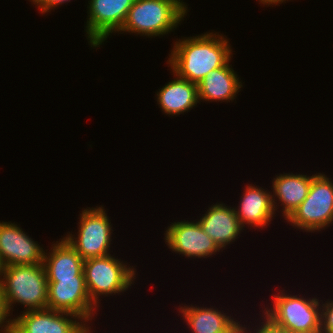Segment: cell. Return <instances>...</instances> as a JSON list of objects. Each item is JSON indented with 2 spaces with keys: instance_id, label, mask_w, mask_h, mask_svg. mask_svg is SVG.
Segmentation results:
<instances>
[{
  "instance_id": "cell-1",
  "label": "cell",
  "mask_w": 333,
  "mask_h": 333,
  "mask_svg": "<svg viewBox=\"0 0 333 333\" xmlns=\"http://www.w3.org/2000/svg\"><path fill=\"white\" fill-rule=\"evenodd\" d=\"M228 39L216 32L176 40L167 63L182 79L198 84L213 70L231 61L232 49Z\"/></svg>"
},
{
  "instance_id": "cell-2",
  "label": "cell",
  "mask_w": 333,
  "mask_h": 333,
  "mask_svg": "<svg viewBox=\"0 0 333 333\" xmlns=\"http://www.w3.org/2000/svg\"><path fill=\"white\" fill-rule=\"evenodd\" d=\"M187 9L181 0H135L119 32L151 38L163 36L184 21Z\"/></svg>"
},
{
  "instance_id": "cell-3",
  "label": "cell",
  "mask_w": 333,
  "mask_h": 333,
  "mask_svg": "<svg viewBox=\"0 0 333 333\" xmlns=\"http://www.w3.org/2000/svg\"><path fill=\"white\" fill-rule=\"evenodd\" d=\"M0 280L7 311L23 304L26 311L45 309L48 280L43 264L6 266Z\"/></svg>"
},
{
  "instance_id": "cell-4",
  "label": "cell",
  "mask_w": 333,
  "mask_h": 333,
  "mask_svg": "<svg viewBox=\"0 0 333 333\" xmlns=\"http://www.w3.org/2000/svg\"><path fill=\"white\" fill-rule=\"evenodd\" d=\"M280 290L272 295V308H265L263 315L276 326L291 333H313L321 329V304L317 298L306 299ZM299 296V297H298Z\"/></svg>"
},
{
  "instance_id": "cell-5",
  "label": "cell",
  "mask_w": 333,
  "mask_h": 333,
  "mask_svg": "<svg viewBox=\"0 0 333 333\" xmlns=\"http://www.w3.org/2000/svg\"><path fill=\"white\" fill-rule=\"evenodd\" d=\"M111 254L84 260L83 272L91 302L99 308V296H111L128 290L136 279V270Z\"/></svg>"
},
{
  "instance_id": "cell-6",
  "label": "cell",
  "mask_w": 333,
  "mask_h": 333,
  "mask_svg": "<svg viewBox=\"0 0 333 333\" xmlns=\"http://www.w3.org/2000/svg\"><path fill=\"white\" fill-rule=\"evenodd\" d=\"M329 179L322 173L312 179L307 197L286 219L290 225L315 232L333 223V181Z\"/></svg>"
},
{
  "instance_id": "cell-7",
  "label": "cell",
  "mask_w": 333,
  "mask_h": 333,
  "mask_svg": "<svg viewBox=\"0 0 333 333\" xmlns=\"http://www.w3.org/2000/svg\"><path fill=\"white\" fill-rule=\"evenodd\" d=\"M88 208V209H87ZM80 213L77 237L69 234L63 238L83 260L110 255L112 224L103 206L87 207ZM110 222V223H109Z\"/></svg>"
},
{
  "instance_id": "cell-8",
  "label": "cell",
  "mask_w": 333,
  "mask_h": 333,
  "mask_svg": "<svg viewBox=\"0 0 333 333\" xmlns=\"http://www.w3.org/2000/svg\"><path fill=\"white\" fill-rule=\"evenodd\" d=\"M46 308L72 313L86 324L92 320L97 311L87 291L85 276H74L67 279H47ZM96 310V311H95Z\"/></svg>"
},
{
  "instance_id": "cell-9",
  "label": "cell",
  "mask_w": 333,
  "mask_h": 333,
  "mask_svg": "<svg viewBox=\"0 0 333 333\" xmlns=\"http://www.w3.org/2000/svg\"><path fill=\"white\" fill-rule=\"evenodd\" d=\"M135 0H89L86 34L91 47H99L111 35L121 30Z\"/></svg>"
},
{
  "instance_id": "cell-10",
  "label": "cell",
  "mask_w": 333,
  "mask_h": 333,
  "mask_svg": "<svg viewBox=\"0 0 333 333\" xmlns=\"http://www.w3.org/2000/svg\"><path fill=\"white\" fill-rule=\"evenodd\" d=\"M88 326L72 313L48 308L22 311L12 319V333H91Z\"/></svg>"
},
{
  "instance_id": "cell-11",
  "label": "cell",
  "mask_w": 333,
  "mask_h": 333,
  "mask_svg": "<svg viewBox=\"0 0 333 333\" xmlns=\"http://www.w3.org/2000/svg\"><path fill=\"white\" fill-rule=\"evenodd\" d=\"M164 234L169 249L188 258H207L220 251L198 221L174 222L167 227Z\"/></svg>"
},
{
  "instance_id": "cell-12",
  "label": "cell",
  "mask_w": 333,
  "mask_h": 333,
  "mask_svg": "<svg viewBox=\"0 0 333 333\" xmlns=\"http://www.w3.org/2000/svg\"><path fill=\"white\" fill-rule=\"evenodd\" d=\"M45 251L16 223L0 221V255L5 266L43 264Z\"/></svg>"
},
{
  "instance_id": "cell-13",
  "label": "cell",
  "mask_w": 333,
  "mask_h": 333,
  "mask_svg": "<svg viewBox=\"0 0 333 333\" xmlns=\"http://www.w3.org/2000/svg\"><path fill=\"white\" fill-rule=\"evenodd\" d=\"M244 189L239 207L234 208L237 218L242 227L248 224V227H262V230L275 217L272 193L249 183Z\"/></svg>"
},
{
  "instance_id": "cell-14",
  "label": "cell",
  "mask_w": 333,
  "mask_h": 333,
  "mask_svg": "<svg viewBox=\"0 0 333 333\" xmlns=\"http://www.w3.org/2000/svg\"><path fill=\"white\" fill-rule=\"evenodd\" d=\"M198 222L220 250L226 248L228 244H232L242 229L245 230L241 226L234 208L228 207L222 202L209 207Z\"/></svg>"
},
{
  "instance_id": "cell-15",
  "label": "cell",
  "mask_w": 333,
  "mask_h": 333,
  "mask_svg": "<svg viewBox=\"0 0 333 333\" xmlns=\"http://www.w3.org/2000/svg\"><path fill=\"white\" fill-rule=\"evenodd\" d=\"M178 310L192 333H241L240 322L217 308L184 305Z\"/></svg>"
},
{
  "instance_id": "cell-16",
  "label": "cell",
  "mask_w": 333,
  "mask_h": 333,
  "mask_svg": "<svg viewBox=\"0 0 333 333\" xmlns=\"http://www.w3.org/2000/svg\"><path fill=\"white\" fill-rule=\"evenodd\" d=\"M318 173L307 176L302 174L284 173L275 176L272 180V202L274 210L278 209L277 202H281L282 216L286 220L292 212L303 202L309 193L312 179ZM278 199H277V198Z\"/></svg>"
},
{
  "instance_id": "cell-17",
  "label": "cell",
  "mask_w": 333,
  "mask_h": 333,
  "mask_svg": "<svg viewBox=\"0 0 333 333\" xmlns=\"http://www.w3.org/2000/svg\"><path fill=\"white\" fill-rule=\"evenodd\" d=\"M229 62L210 72L198 83V99L202 101L230 102L237 97L242 86Z\"/></svg>"
},
{
  "instance_id": "cell-18",
  "label": "cell",
  "mask_w": 333,
  "mask_h": 333,
  "mask_svg": "<svg viewBox=\"0 0 333 333\" xmlns=\"http://www.w3.org/2000/svg\"><path fill=\"white\" fill-rule=\"evenodd\" d=\"M174 80L157 91V104L166 115H180L199 103L198 84L173 73Z\"/></svg>"
},
{
  "instance_id": "cell-19",
  "label": "cell",
  "mask_w": 333,
  "mask_h": 333,
  "mask_svg": "<svg viewBox=\"0 0 333 333\" xmlns=\"http://www.w3.org/2000/svg\"><path fill=\"white\" fill-rule=\"evenodd\" d=\"M57 242V243H56ZM52 244L50 252H44L43 265L47 279H67L84 276V260L65 238Z\"/></svg>"
},
{
  "instance_id": "cell-20",
  "label": "cell",
  "mask_w": 333,
  "mask_h": 333,
  "mask_svg": "<svg viewBox=\"0 0 333 333\" xmlns=\"http://www.w3.org/2000/svg\"><path fill=\"white\" fill-rule=\"evenodd\" d=\"M321 329L322 333H333V301L329 299L321 302Z\"/></svg>"
},
{
  "instance_id": "cell-21",
  "label": "cell",
  "mask_w": 333,
  "mask_h": 333,
  "mask_svg": "<svg viewBox=\"0 0 333 333\" xmlns=\"http://www.w3.org/2000/svg\"><path fill=\"white\" fill-rule=\"evenodd\" d=\"M9 316L11 315H9L7 311L3 290L0 284V333H12V319H7Z\"/></svg>"
},
{
  "instance_id": "cell-22",
  "label": "cell",
  "mask_w": 333,
  "mask_h": 333,
  "mask_svg": "<svg viewBox=\"0 0 333 333\" xmlns=\"http://www.w3.org/2000/svg\"><path fill=\"white\" fill-rule=\"evenodd\" d=\"M262 316L264 318V319L262 318V320L264 322H261L262 325L261 326L259 325V327L254 330V331H256L254 333H291L289 330L276 326L264 315H262ZM246 329H247V327L245 325L244 326L241 325V333H248V331Z\"/></svg>"
},
{
  "instance_id": "cell-23",
  "label": "cell",
  "mask_w": 333,
  "mask_h": 333,
  "mask_svg": "<svg viewBox=\"0 0 333 333\" xmlns=\"http://www.w3.org/2000/svg\"><path fill=\"white\" fill-rule=\"evenodd\" d=\"M34 5L39 8L42 14L50 12L55 7L58 8L59 5L63 3L70 2V0H30Z\"/></svg>"
},
{
  "instance_id": "cell-24",
  "label": "cell",
  "mask_w": 333,
  "mask_h": 333,
  "mask_svg": "<svg viewBox=\"0 0 333 333\" xmlns=\"http://www.w3.org/2000/svg\"><path fill=\"white\" fill-rule=\"evenodd\" d=\"M259 3L263 4V5H267V6H272V5H278V4H282L284 1H288V0H258Z\"/></svg>"
},
{
  "instance_id": "cell-25",
  "label": "cell",
  "mask_w": 333,
  "mask_h": 333,
  "mask_svg": "<svg viewBox=\"0 0 333 333\" xmlns=\"http://www.w3.org/2000/svg\"><path fill=\"white\" fill-rule=\"evenodd\" d=\"M5 267L6 266H5V264H4V262H3L2 258H1V255H0V280L2 278V274H3V271H4Z\"/></svg>"
}]
</instances>
